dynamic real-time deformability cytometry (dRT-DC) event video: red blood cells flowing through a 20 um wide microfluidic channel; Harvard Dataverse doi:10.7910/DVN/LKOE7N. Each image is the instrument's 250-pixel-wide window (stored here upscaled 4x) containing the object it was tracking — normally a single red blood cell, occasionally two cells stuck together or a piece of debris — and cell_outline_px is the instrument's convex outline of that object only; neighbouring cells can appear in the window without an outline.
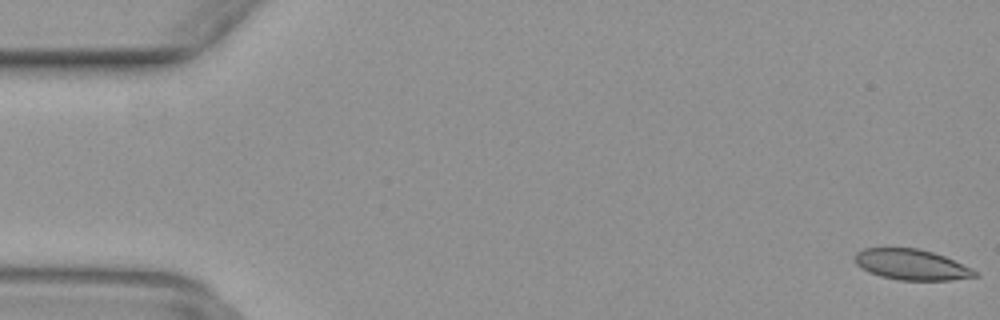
{"species": "common noctule bat (a hibernating species)", "species_latin": "Nyctalus noctula", "temperature_condition": "warm", "stored_images_in_passage": 50, "camera_frame_rate_fps": 3000, "um_per_image_px": 0.085, "animal": {"sex": "female", "body_mass_g": 29.2, "forearm_length_mm": 56.3}, "frame": {"image": 1, "passage_image": 1, "time_ms": 0.0, "image_size_px": [1000, 320], "cell_outline_px": [[980, 276], [952, 280], [900, 280], [880, 276], [868, 272], [856, 264], [852, 256], [856, 252], [864, 248], [916, 248], [932, 252], [944, 256], [972, 268], [980, 272]], "centroid_in_image_um": [77.48, 22.5], "position_along_channel_um": 7.5, "area_um2": 21.62}}
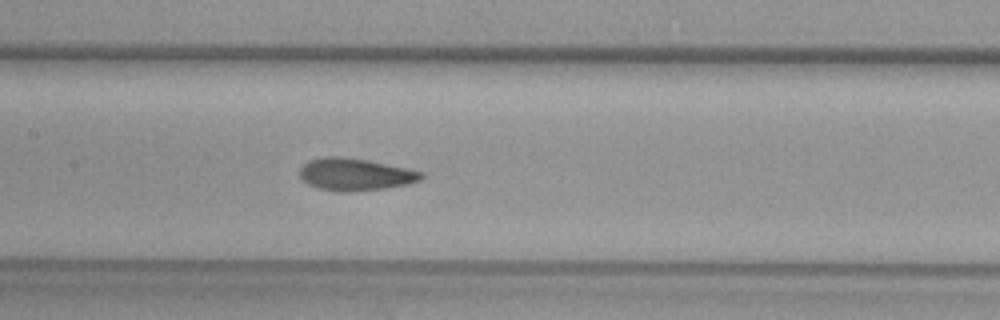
{"frame": {"image": 2, "passage_image": 24, "time_ms": 7.667, "image_size_px": [1000, 320], "cell_outline_px": [[424, 180], [408, 184], [388, 188], [352, 192], [336, 192], [316, 188], [308, 184], [300, 176], [300, 168], [308, 160], [324, 156], [340, 156], [368, 160], [408, 168], [424, 172]], "centroid_in_image_um": [30.23, 14.83], "position_along_channel_um": 177.2, "area_um2": 23.35}}
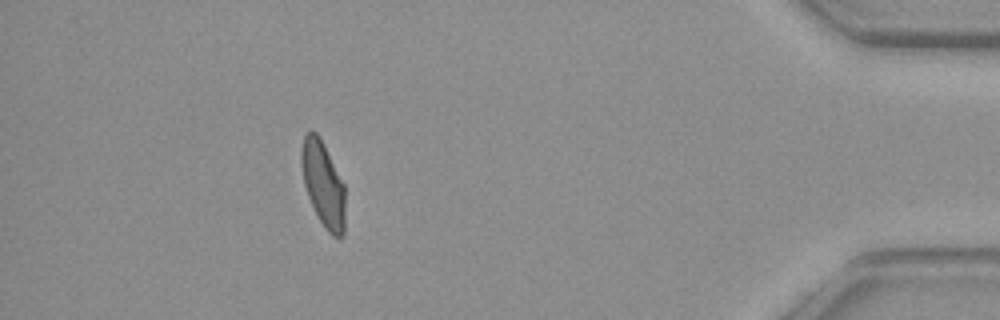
{"frame": {"image": 3, "passage_image": 45, "time_ms": 14.667, "image_size_px": [1000, 320], "cell_outline_px": [[344, 236], [332, 236], [324, 228], [308, 196], [304, 184], [300, 164], [300, 152], [304, 136], [312, 128], [320, 136], [344, 184]], "centroid_in_image_um": [27.45, 15.6], "position_along_channel_um": 407.8, "area_um2": 21.73}}